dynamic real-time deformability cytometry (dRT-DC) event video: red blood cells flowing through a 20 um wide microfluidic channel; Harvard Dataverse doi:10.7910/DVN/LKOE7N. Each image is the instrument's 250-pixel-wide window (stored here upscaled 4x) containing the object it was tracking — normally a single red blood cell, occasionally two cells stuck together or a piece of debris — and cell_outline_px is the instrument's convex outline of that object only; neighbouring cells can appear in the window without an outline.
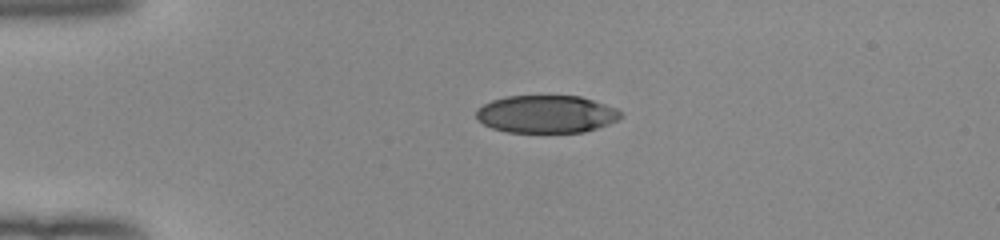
{"species": "human", "species_latin": "Homo sapiens", "temperature_condition": "room temperature", "stored_images_in_passage": 40, "camera_frame_rate_fps": 3000, "um_per_image_px": 0.085, "donor": {"sex": "female"}, "frame": {"image": 1, "passage_image": 1, "time_ms": 0.0, "image_size_px": [1000, 240], "cell_outline_px": [[624, 116], [608, 124], [584, 132], [508, 132], [492, 128], [476, 120], [476, 108], [492, 100], [504, 96], [580, 96], [616, 108]], "centroid_in_image_um": [46.4, 9.7], "position_along_channel_um": 38.6, "area_um2": 31.67}}
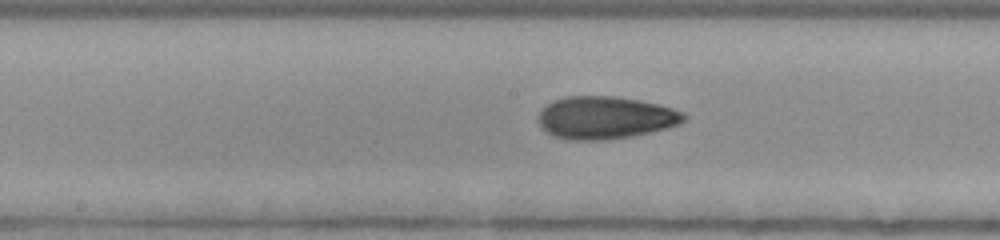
{"frame": {"image": 2, "passage_image": 16, "time_ms": 5.0, "image_size_px": [1000, 240], "cell_outline_px": [[688, 116], [680, 124], [668, 128], [632, 136], [604, 140], [568, 140], [552, 136], [540, 128], [540, 108], [552, 100], [564, 96], [616, 96], [656, 104], [672, 108], [684, 112]], "centroid_in_image_um": [51.42, 10.0], "position_along_channel_um": 196.8, "area_um2": 36.36}}
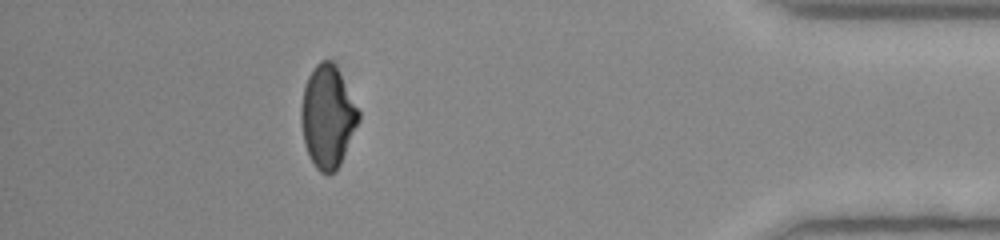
{"frame": {"image": 3, "passage_image": 35, "time_ms": 11.333, "image_size_px": [1000, 240], "cell_outline_px": [[360, 120], [340, 164], [336, 172], [328, 176], [320, 172], [316, 168], [308, 156], [304, 140], [300, 120], [300, 108], [304, 88], [308, 76], [312, 68], [320, 60], [328, 60], [340, 72], [360, 112]], "centroid_in_image_um": [27.84, 9.95], "position_along_channel_um": 407.4, "area_um2": 34.33}, "authors_computed_cell_mechanics": {"area_um2": 34.4199, "velocity_mm_per_s": 4.0172, "shape_relaxation_time_tau1_ms": 7.2588, "shape_relaxation_time_tau2_ms": 2.1785, "deformation_change_tau1": 0.2026, "deformation_change_tau2": 0.0811}}